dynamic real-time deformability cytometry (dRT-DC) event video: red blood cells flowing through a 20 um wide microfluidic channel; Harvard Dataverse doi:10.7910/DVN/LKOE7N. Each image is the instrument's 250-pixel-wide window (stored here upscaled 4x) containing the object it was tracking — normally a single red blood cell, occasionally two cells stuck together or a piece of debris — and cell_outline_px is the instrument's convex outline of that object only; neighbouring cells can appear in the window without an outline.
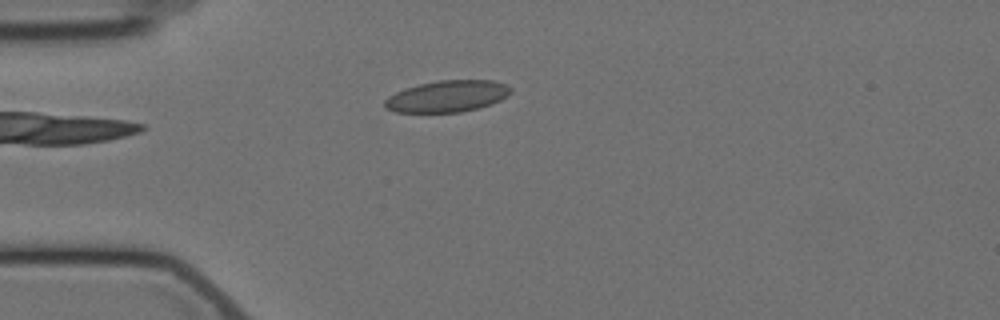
{"species": "Egyptian fruit bat (a non-hibernating species)", "species_latin": "Rousettus aegyptiacus", "temperature_condition": "cold", "stored_images_in_passage": 5, "camera_frame_rate_fps": 3000, "um_per_image_px": 0.085, "animal": {"sex": "female"}, "frame": {"image": 1, "passage_image": 5, "time_ms": 4.333, "image_size_px": [1000, 320], "cell_outline_px": [[512, 92], [508, 96], [492, 104], [460, 112], [396, 112], [384, 108], [384, 100], [388, 96], [404, 88], [420, 84], [440, 80], [492, 80], [504, 84], [512, 88]], "centroid_in_image_um": [38.01, 8.18], "position_along_channel_um": 47.0, "area_um2": 23.18}}